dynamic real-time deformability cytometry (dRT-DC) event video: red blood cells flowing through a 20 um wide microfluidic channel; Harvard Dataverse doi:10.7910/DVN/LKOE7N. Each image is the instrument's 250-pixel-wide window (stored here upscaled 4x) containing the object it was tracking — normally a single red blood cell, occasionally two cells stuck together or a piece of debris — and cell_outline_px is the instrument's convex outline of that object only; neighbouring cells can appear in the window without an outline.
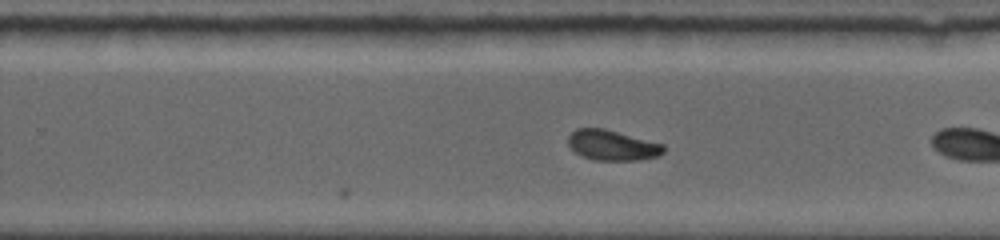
{"species": "common noctule bat (a hibernating species)", "species_latin": "Nyctalus noctula", "temperature_condition": "room temperature", "stored_images_in_passage": 15, "camera_frame_rate_fps": 5000, "um_per_image_px": 0.085, "animal": {"sex": "female", "body_mass_g": 19.0, "forearm_length_mm": 56.7}, "frame": {"image": 1, "passage_image": 15, "time_ms": 6.2, "image_size_px": [1000, 240], "cell_outline_px": [[664, 152], [656, 156], [640, 160], [592, 160], [576, 152], [568, 144], [568, 136], [576, 128], [604, 128], [664, 144]], "centroid_in_image_um": [52.04, 12.34], "position_along_channel_um": 277.8, "area_um2": 16.76}}